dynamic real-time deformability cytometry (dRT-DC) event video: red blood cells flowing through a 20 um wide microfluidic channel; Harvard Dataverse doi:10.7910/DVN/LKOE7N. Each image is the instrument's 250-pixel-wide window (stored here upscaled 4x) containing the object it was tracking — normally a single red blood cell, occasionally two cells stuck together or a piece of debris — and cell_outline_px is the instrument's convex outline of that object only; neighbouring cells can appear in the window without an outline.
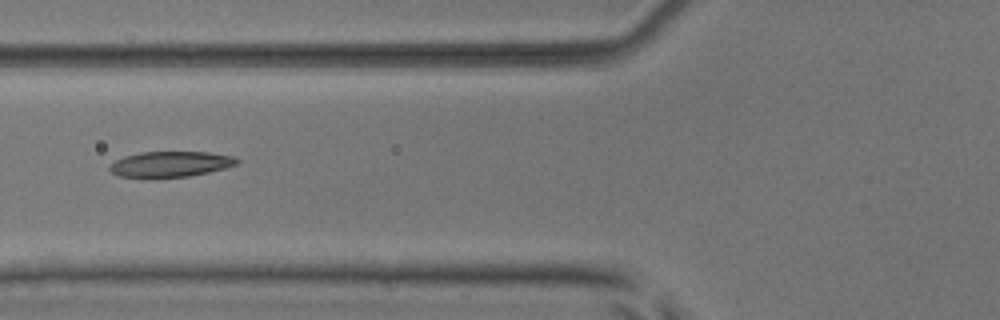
{"species": "common noctule bat (a hibernating species)", "species_latin": "Nyctalus noctula", "temperature_condition": "room temperature", "stored_images_in_passage": 6, "camera_frame_rate_fps": 3000, "um_per_image_px": 0.085, "animal": {"sex": "male", "body_mass_g": 17.9, "forearm_length_mm": 54.2}, "frame": {"image": 1, "passage_image": 6, "time_ms": 6.0, "image_size_px": [1000, 320], "cell_outline_px": [[240, 160], [236, 164], [224, 168], [208, 172], [188, 176], [116, 176], [108, 168], [116, 160], [124, 156], [140, 152], [208, 152], [236, 156]], "centroid_in_image_um": [14.53, 13.92], "position_along_channel_um": 111.3, "area_um2": 18.55}}